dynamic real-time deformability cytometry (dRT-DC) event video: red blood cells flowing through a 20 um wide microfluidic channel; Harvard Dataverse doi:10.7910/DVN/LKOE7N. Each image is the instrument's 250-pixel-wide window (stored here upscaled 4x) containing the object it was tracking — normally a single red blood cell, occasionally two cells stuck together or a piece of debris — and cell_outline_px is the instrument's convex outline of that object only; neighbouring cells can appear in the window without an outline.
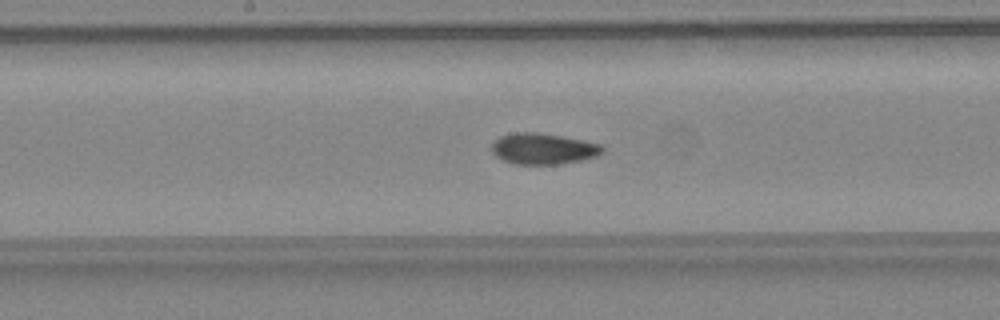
{"species": "common noctule bat (a hibernating species)", "species_latin": "Nyctalus noctula", "temperature_condition": "warm", "stored_images_in_passage": 38, "camera_frame_rate_fps": 3000, "um_per_image_px": 0.085, "animal": {"sex": "female", "body_mass_g": 24.6, "forearm_length_mm": 56.2}, "frame": {"image": 1, "passage_image": 22, "time_ms": 7.0, "image_size_px": [1000, 320], "cell_outline_px": [[604, 152], [596, 156], [584, 160], [560, 164], [512, 164], [496, 156], [492, 152], [492, 144], [500, 136], [516, 132], [536, 132], [584, 140], [600, 144], [604, 148]], "centroid_in_image_um": [46.19, 12.65], "position_along_channel_um": 202.0, "area_um2": 20.06}}
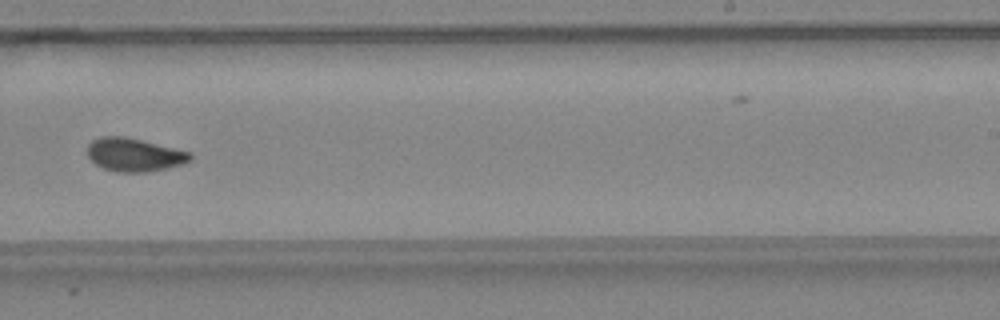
{"frame": {"image": 2, "passage_image": 27, "time_ms": 8.667, "image_size_px": [1000, 320], "cell_outline_px": [[192, 160], [184, 164], [168, 168], [148, 172], [116, 172], [104, 168], [96, 164], [88, 156], [88, 144], [92, 140], [100, 136], [124, 136], [192, 152]], "centroid_in_image_um": [11.44, 13.16], "position_along_channel_um": 277.6, "area_um2": 20.06}}